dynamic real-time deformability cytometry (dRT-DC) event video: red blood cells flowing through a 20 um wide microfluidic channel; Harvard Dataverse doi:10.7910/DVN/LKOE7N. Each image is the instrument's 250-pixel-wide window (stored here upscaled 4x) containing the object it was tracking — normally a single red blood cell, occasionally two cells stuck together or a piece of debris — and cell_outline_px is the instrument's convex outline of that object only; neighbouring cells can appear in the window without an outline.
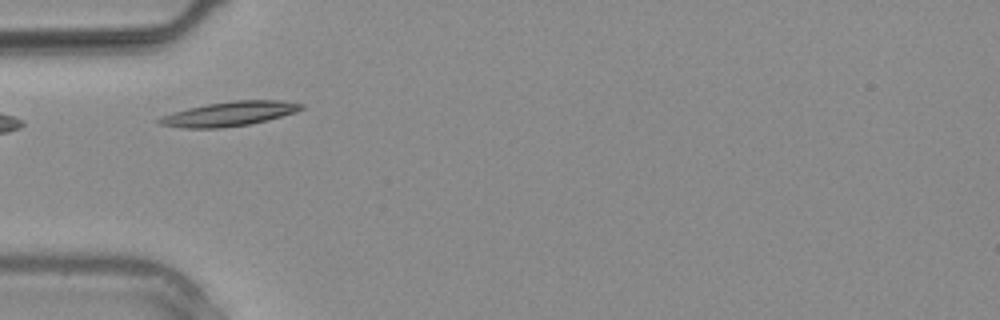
{"species": "common noctule bat (a hibernating species)", "species_latin": "Nyctalus noctula", "temperature_condition": "warm", "stored_images_in_passage": 2, "camera_frame_rate_fps": 3000, "um_per_image_px": 0.085, "animal": {"sex": "male", "body_mass_g": 20.4}, "frame": {"image": 1, "passage_image": 1, "time_ms": 0.0, "image_size_px": [1000, 320], "cell_outline_px": [[304, 108], [296, 112], [268, 120], [248, 124], [220, 128], [180, 128], [160, 124], [156, 120], [160, 116], [172, 112], [188, 108], [208, 104], [232, 100], [284, 100], [304, 104]], "centroid_in_image_um": [19.5, 9.67], "position_along_channel_um": 65.5, "area_um2": 20.35}}